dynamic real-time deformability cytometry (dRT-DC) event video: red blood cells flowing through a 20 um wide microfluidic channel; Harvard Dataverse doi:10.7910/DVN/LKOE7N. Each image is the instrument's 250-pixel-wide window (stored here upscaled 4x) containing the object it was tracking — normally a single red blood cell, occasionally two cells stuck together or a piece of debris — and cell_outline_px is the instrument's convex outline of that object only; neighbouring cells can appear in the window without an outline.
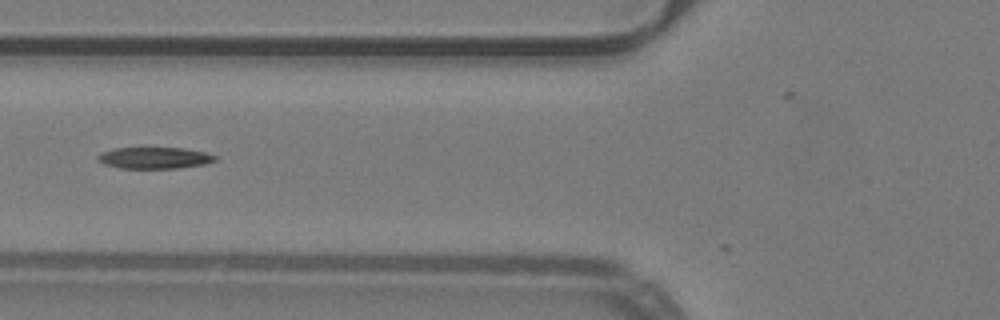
{"species": "common noctule bat (a hibernating species)", "species_latin": "Nyctalus noctula", "temperature_condition": "warm", "stored_images_in_passage": 46, "segment_of_instrument_passage": [2, 2], "camera_frame_rate_fps": 3000, "um_per_image_px": 0.085, "animal": {"sex": "male", "body_mass_g": 19.2, "forearm_length_mm": 51.8}, "frame": {"image": 1, "passage_image": 20, "time_ms": 6.333, "image_size_px": [1000, 320], "cell_outline_px": [[216, 160], [204, 164], [176, 168], [120, 168], [104, 164], [96, 160], [96, 156], [112, 148], [184, 148], [204, 152], [216, 156]], "centroid_in_image_um": [13.09, 13.42], "position_along_channel_um": 112.7, "area_um2": 14.57}}
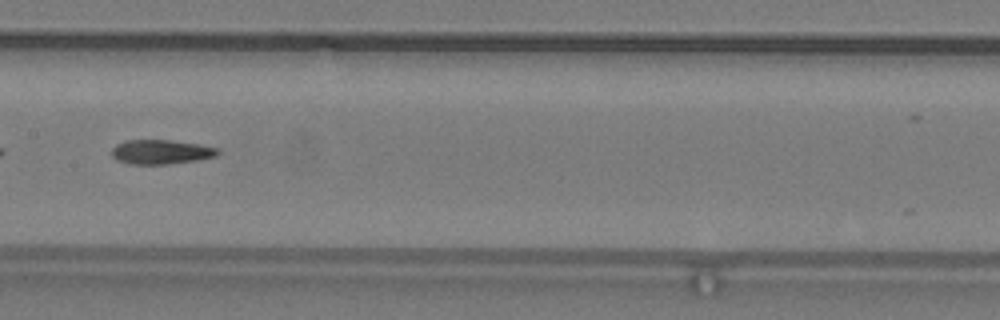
{"frame": {"image": 2, "passage_image": 26, "time_ms": 8.333, "image_size_px": [1000, 320], "cell_outline_px": [[220, 152], [216, 156], [196, 160], [168, 164], [132, 164], [116, 160], [112, 156], [112, 148], [116, 144], [124, 140], [172, 140], [200, 144], [220, 148]], "centroid_in_image_um": [13.69, 12.9], "position_along_channel_um": 193.7, "area_um2": 15.2}}